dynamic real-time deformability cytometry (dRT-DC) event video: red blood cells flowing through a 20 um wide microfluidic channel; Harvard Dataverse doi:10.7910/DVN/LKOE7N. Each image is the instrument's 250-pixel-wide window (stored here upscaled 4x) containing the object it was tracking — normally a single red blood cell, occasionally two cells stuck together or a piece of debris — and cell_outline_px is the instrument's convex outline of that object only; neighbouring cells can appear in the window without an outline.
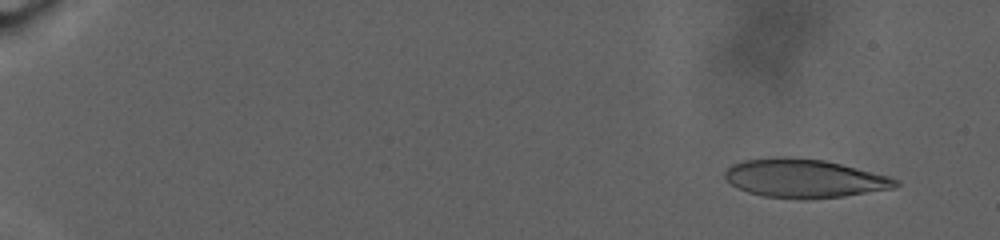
{"species": "human", "species_latin": "Homo sapiens", "temperature_condition": "warm", "stored_images_in_passage": 89, "camera_frame_rate_fps": 3000, "um_per_image_px": 0.085, "donor": {"sex": "male"}, "frame": {"image": 1, "passage_image": 7, "time_ms": 2.0, "image_size_px": [1000, 240], "cell_outline_px": [[900, 184], [892, 188], [844, 196], [804, 200], [764, 196], [748, 192], [736, 188], [724, 180], [724, 172], [732, 164], [744, 160], [776, 156], [788, 156], [824, 160], [888, 176], [896, 180]], "centroid_in_image_um": [68.28, 15.16], "position_along_channel_um": 16.7, "area_um2": 38.49}}
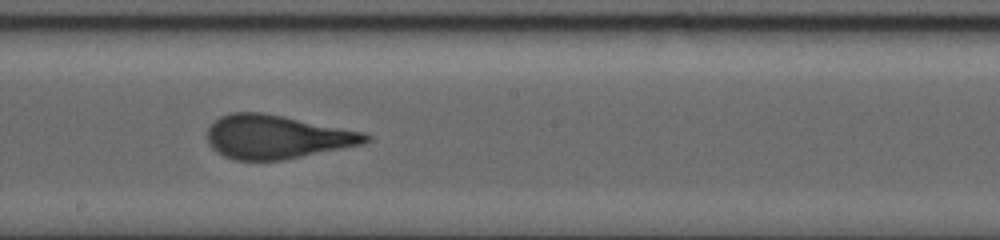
{"frame": {"image": 2, "passage_image": 55, "time_ms": 18.0, "image_size_px": [1000, 240], "cell_outline_px": [[372, 136], [364, 144], [284, 160], [232, 160], [216, 152], [208, 144], [208, 128], [220, 116], [232, 112], [260, 112], [284, 116], [364, 132]], "centroid_in_image_um": [23.52, 11.64], "position_along_channel_um": 224.7, "area_um2": 40.34}}
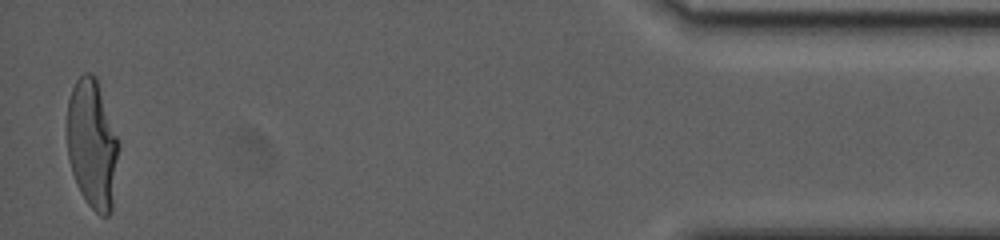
{"frame": {"image": 3, "passage_image": 88, "time_ms": 29.0, "image_size_px": [1000, 240], "cell_outline_px": [[120, 144], [112, 212], [108, 216], [100, 216], [88, 204], [80, 192], [72, 172], [68, 160], [68, 100], [72, 88], [76, 80], [84, 72], [92, 72], [96, 76]], "centroid_in_image_um": [7.86, 12.27], "position_along_channel_um": 427.3, "area_um2": 39.02}, "authors_computed_cell_mechanics": {"area_um2": 39.5352, "velocity_mm_per_s": 2.4501, "shape_relaxation_time_tau1_ms": 10.3908, "shape_relaxation_time_tau2_ms": null, "deformation_change_tau1": 0.272, "deformation_change_tau2": null}}